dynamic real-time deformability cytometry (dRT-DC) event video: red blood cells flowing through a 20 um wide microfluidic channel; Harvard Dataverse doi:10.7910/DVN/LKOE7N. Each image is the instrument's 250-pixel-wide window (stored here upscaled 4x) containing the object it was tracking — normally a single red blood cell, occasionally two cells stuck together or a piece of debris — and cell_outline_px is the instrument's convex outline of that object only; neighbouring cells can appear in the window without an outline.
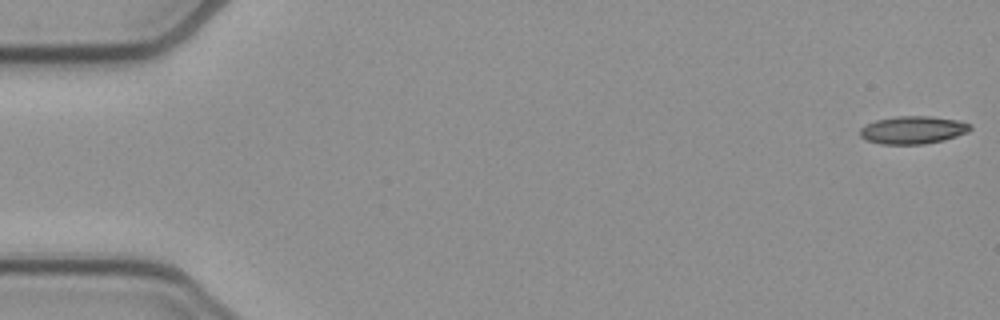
{"species": "common noctule bat (a hibernating species)", "species_latin": "Nyctalus noctula", "temperature_condition": "cold", "stored_images_in_passage": 16, "camera_frame_rate_fps": 3000, "um_per_image_px": 0.085, "animal": {"sex": "female", "body_mass_g": 21.9}, "frame": {"image": 1, "passage_image": 1, "time_ms": 0.0, "image_size_px": [1000, 320], "cell_outline_px": [[972, 128], [968, 132], [944, 140], [924, 144], [880, 144], [868, 140], [860, 136], [860, 128], [864, 124], [876, 120], [896, 116], [928, 116], [956, 120], [972, 124]], "centroid_in_image_um": [77.59, 11.04], "position_along_channel_um": 7.4, "area_um2": 17.86}}
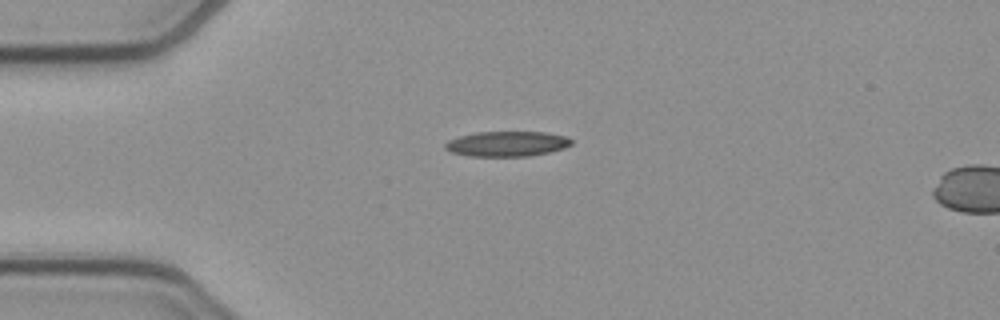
{"frame": {"image": 2, "passage_image": 13, "time_ms": 4.0, "image_size_px": [1000, 320], "cell_outline_px": [[572, 144], [564, 148], [548, 152], [528, 156], [472, 156], [452, 152], [444, 148], [444, 144], [448, 140], [460, 136], [476, 132], [544, 132], [568, 136], [572, 140]], "centroid_in_image_um": [43.11, 12.22], "position_along_channel_um": 41.9, "area_um2": 18.44}}